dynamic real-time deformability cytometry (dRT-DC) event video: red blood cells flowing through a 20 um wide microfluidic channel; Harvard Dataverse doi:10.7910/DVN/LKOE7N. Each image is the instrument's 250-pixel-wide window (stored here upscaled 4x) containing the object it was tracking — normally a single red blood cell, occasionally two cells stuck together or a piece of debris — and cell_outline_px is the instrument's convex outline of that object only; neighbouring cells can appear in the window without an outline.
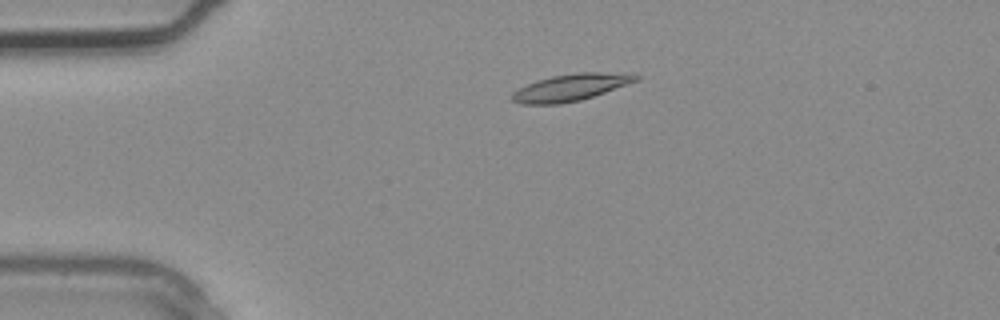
{"species": "common noctule bat (a hibernating species)", "species_latin": "Nyctalus noctula", "temperature_condition": "warm", "stored_images_in_passage": 4, "camera_frame_rate_fps": 3000, "um_per_image_px": 0.085, "animal": {"sex": "male", "body_mass_g": 20.4}, "frame": {"image": 1, "passage_image": 3, "time_ms": 0.667, "image_size_px": [1000, 320], "cell_outline_px": [[640, 80], [580, 100], [560, 104], [520, 104], [512, 100], [512, 92], [536, 80], [552, 76], [580, 72], [628, 72], [640, 76]], "centroid_in_image_um": [48.55, 7.41], "position_along_channel_um": 36.4, "area_um2": 19.42}}